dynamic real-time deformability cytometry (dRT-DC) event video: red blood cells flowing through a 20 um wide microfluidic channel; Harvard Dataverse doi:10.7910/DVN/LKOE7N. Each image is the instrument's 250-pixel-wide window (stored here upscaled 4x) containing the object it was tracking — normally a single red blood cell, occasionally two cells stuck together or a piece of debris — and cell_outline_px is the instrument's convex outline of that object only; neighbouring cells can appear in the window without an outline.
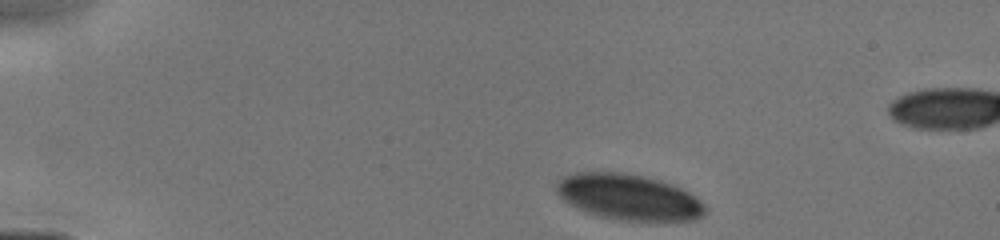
{"species": "human", "species_latin": "Homo sapiens", "temperature_condition": "cold", "stored_images_in_passage": 9, "camera_frame_rate_fps": 3000, "um_per_image_px": 0.085, "donor": {"sex": "male"}, "frame": {"image": 1, "passage_image": 1, "time_ms": 0.0, "image_size_px": [1000, 240], "cell_outline_px": [[704, 216], [692, 220], [616, 220], [584, 212], [568, 204], [556, 192], [556, 184], [564, 176], [576, 172], [624, 172], [644, 176], [660, 180], [672, 184], [688, 192], [700, 200], [704, 204]], "centroid_in_image_um": [53.4, 16.75], "position_along_channel_um": 31.6, "area_um2": 39.65}}
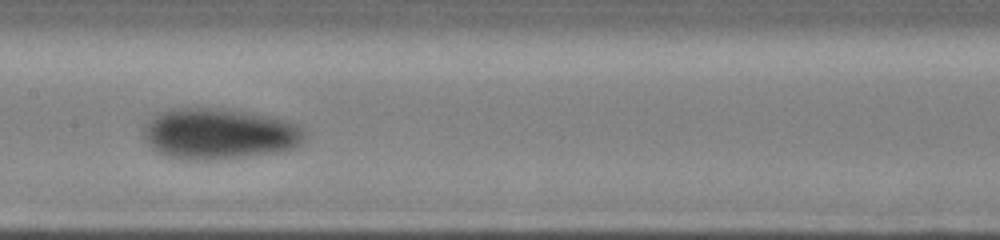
{"frame": {"image": 2, "passage_image": 7, "time_ms": 5.333, "image_size_px": [1000, 240], "cell_outline_px": [[304, 136], [292, 148], [276, 152], [216, 160], [184, 160], [164, 156], [156, 152], [144, 140], [144, 124], [148, 120], [160, 112], [172, 108], [216, 108], [244, 112], [268, 116], [284, 120], [296, 124], [304, 132]], "centroid_in_image_um": [18.52, 11.39], "position_along_channel_um": 188.9, "area_um2": 47.57}}
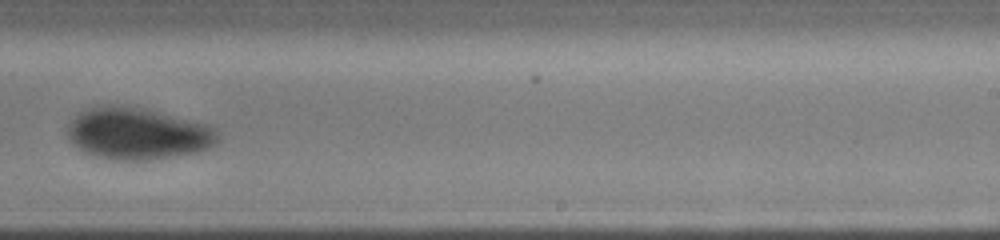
{"frame": {"image": 3, "passage_image": 9, "time_ms": 7.333, "image_size_px": [1000, 240], "cell_outline_px": [[220, 140], [216, 144], [200, 152], [152, 160], [112, 160], [96, 156], [84, 152], [68, 136], [68, 124], [80, 112], [92, 108], [108, 104], [112, 104], [144, 108], [212, 124], [220, 132]], "centroid_in_image_um": [11.81, 11.35], "position_along_channel_um": 277.2, "area_um2": 45.89}}